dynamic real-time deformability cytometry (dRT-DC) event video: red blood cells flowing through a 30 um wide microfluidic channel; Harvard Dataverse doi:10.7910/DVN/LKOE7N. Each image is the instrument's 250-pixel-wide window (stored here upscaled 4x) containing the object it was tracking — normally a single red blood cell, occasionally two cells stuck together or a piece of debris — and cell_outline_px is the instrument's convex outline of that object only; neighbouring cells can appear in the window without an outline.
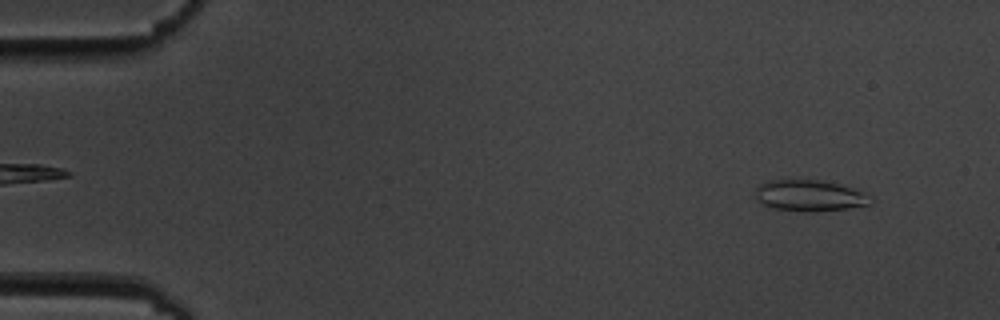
{"species": "common noctule bat (a hibernating species)", "species_latin": "Nyctalus noctula", "temperature_condition": "cold", "stored_images_in_passage": 4, "camera_frame_rate_fps": 3000, "um_per_image_px": 0.085, "animal": {"sex": "male", "body_mass_g": 19.5, "forearm_length_mm": 54.6}, "frame": {"image": 1, "passage_image": 1, "time_ms": 0.0, "image_size_px": [1000, 320], "cell_outline_px": [[876, 200], [872, 204], [848, 208], [808, 212], [804, 212], [772, 208], [756, 200], [756, 188], [760, 184], [768, 180], [820, 180], [852, 188], [864, 192], [872, 196]], "centroid_in_image_um": [68.85, 16.64], "position_along_channel_um": 16.2, "area_um2": 21.04}}
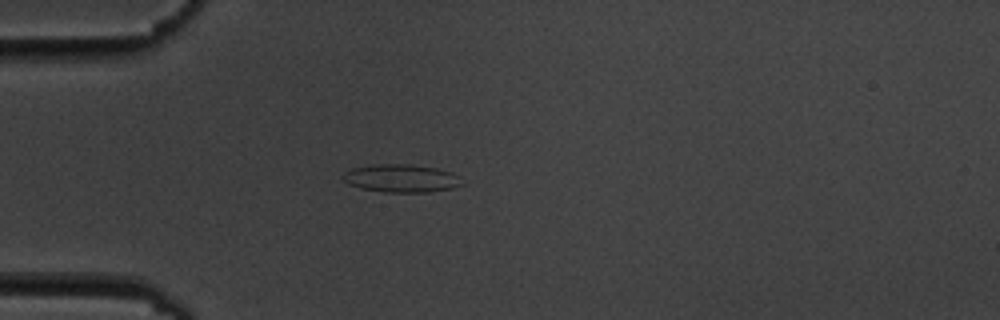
{"frame": {"image": 2, "passage_image": 4, "time_ms": 3.667, "image_size_px": [1000, 320], "cell_outline_px": [[468, 184], [452, 188], [428, 192], [384, 192], [360, 188], [348, 184], [344, 180], [344, 172], [352, 168], [372, 164], [408, 164], [436, 168], [452, 172], [460, 176]], "centroid_in_image_um": [34.17, 15.16], "position_along_channel_um": 50.8, "area_um2": 19.65}}